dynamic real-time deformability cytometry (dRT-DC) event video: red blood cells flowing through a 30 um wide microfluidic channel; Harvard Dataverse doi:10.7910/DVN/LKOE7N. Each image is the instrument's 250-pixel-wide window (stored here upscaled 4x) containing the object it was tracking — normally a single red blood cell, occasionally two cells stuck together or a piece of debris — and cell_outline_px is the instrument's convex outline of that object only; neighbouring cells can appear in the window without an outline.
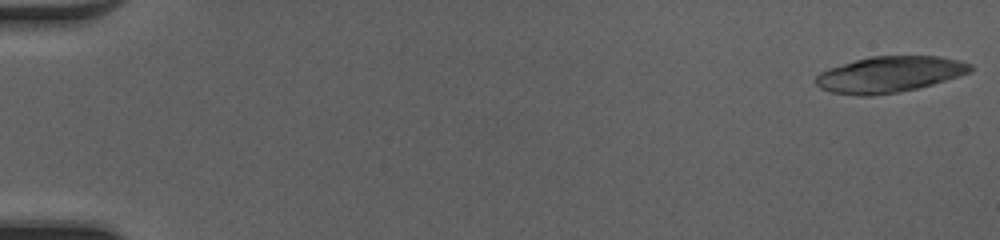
{"species": "common noctule bat (a hibernating species)", "species_latin": "Nyctalus noctula", "temperature_condition": "cold", "stored_images_in_passage": 20, "camera_frame_rate_fps": 3000, "um_per_image_px": 0.085, "animal": {"sex": "female", "body_mass_g": 20.0, "forearm_length_mm": 54.0}, "frame": {"image": 1, "passage_image": 1, "time_ms": 0.0, "image_size_px": [1000, 240], "cell_outline_px": [[972, 68], [968, 72], [932, 84], [916, 88], [896, 92], [872, 96], [856, 96], [832, 92], [820, 88], [816, 84], [816, 76], [820, 72], [828, 68], [856, 60], [872, 56], [940, 56], [960, 60], [972, 64]], "centroid_in_image_um": [75.57, 6.32], "position_along_channel_um": 9.4, "area_um2": 32.14}}